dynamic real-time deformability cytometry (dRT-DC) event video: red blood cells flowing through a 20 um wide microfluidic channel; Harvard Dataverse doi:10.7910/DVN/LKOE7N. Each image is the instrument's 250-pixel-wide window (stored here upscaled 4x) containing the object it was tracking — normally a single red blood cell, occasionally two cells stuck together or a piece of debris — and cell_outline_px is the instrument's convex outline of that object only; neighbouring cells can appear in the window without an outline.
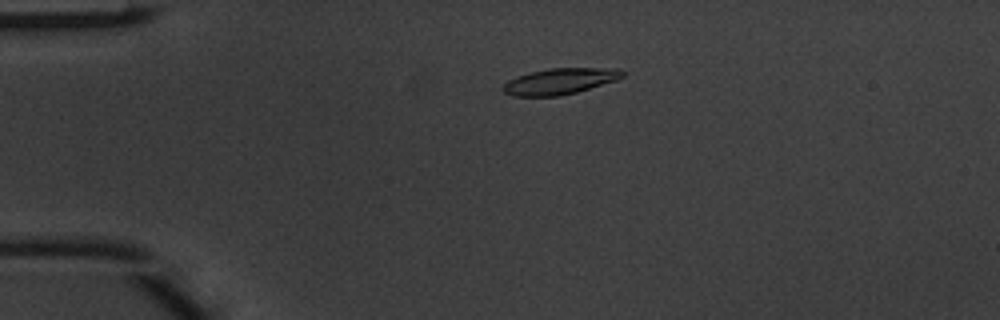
{"species": "common noctule bat (a hibernating species)", "species_latin": "Nyctalus noctula", "temperature_condition": "warm", "stored_images_in_passage": 4, "camera_frame_rate_fps": 3000, "um_per_image_px": 0.085, "animal": {"sex": "male", "body_mass_g": 20.1, "forearm_length_mm": 53.5}, "frame": {"image": 1, "passage_image": 4, "time_ms": 1.0, "image_size_px": [1000, 320], "cell_outline_px": [[624, 76], [616, 80], [576, 92], [556, 96], [512, 96], [504, 92], [500, 88], [508, 80], [532, 72], [548, 68], [616, 68], [624, 72]], "centroid_in_image_um": [47.57, 6.91], "position_along_channel_um": 37.4, "area_um2": 17.92}}